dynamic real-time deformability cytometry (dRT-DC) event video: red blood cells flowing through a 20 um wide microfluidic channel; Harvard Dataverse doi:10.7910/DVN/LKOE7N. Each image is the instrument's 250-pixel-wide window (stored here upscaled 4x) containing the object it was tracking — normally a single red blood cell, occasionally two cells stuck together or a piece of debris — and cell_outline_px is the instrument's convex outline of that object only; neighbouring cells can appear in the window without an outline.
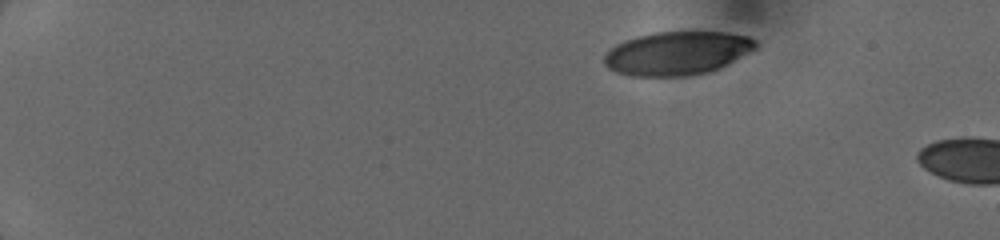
{"species": "human", "species_latin": "Homo sapiens", "temperature_condition": "cold", "stored_images_in_passage": 20, "camera_frame_rate_fps": 3000, "um_per_image_px": 0.085, "donor": {"sex": "female"}, "frame": {"image": 1, "passage_image": 1, "time_ms": 0.0, "image_size_px": [1000, 240], "cell_outline_px": [[756, 48], [720, 68], [708, 72], [684, 76], [632, 76], [616, 72], [608, 68], [604, 64], [604, 56], [616, 44], [624, 40], [636, 36], [656, 32], [728, 32], [748, 36], [756, 40]], "centroid_in_image_um": [57.55, 4.52], "position_along_channel_um": 27.5, "area_um2": 38.32}}
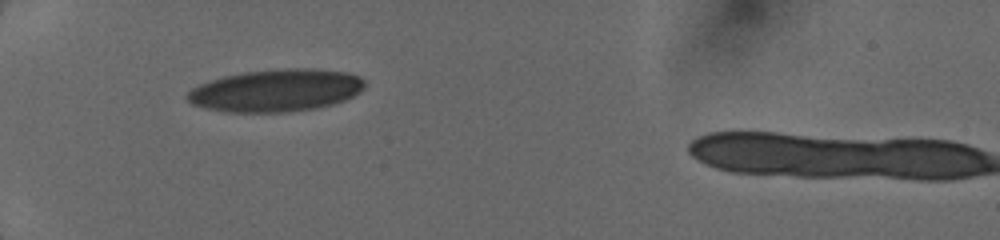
{"frame": {"image": 2, "passage_image": 19, "time_ms": 3.333, "image_size_px": [1000, 240], "cell_outline_px": [[364, 88], [360, 92], [344, 100], [332, 104], [316, 108], [284, 112], [228, 112], [208, 108], [192, 104], [184, 96], [192, 88], [200, 84], [224, 76], [244, 72], [288, 68], [312, 68], [348, 72], [360, 76], [364, 80]], "centroid_in_image_um": [23.49, 7.68], "position_along_channel_um": 61.5, "area_um2": 43.7}}